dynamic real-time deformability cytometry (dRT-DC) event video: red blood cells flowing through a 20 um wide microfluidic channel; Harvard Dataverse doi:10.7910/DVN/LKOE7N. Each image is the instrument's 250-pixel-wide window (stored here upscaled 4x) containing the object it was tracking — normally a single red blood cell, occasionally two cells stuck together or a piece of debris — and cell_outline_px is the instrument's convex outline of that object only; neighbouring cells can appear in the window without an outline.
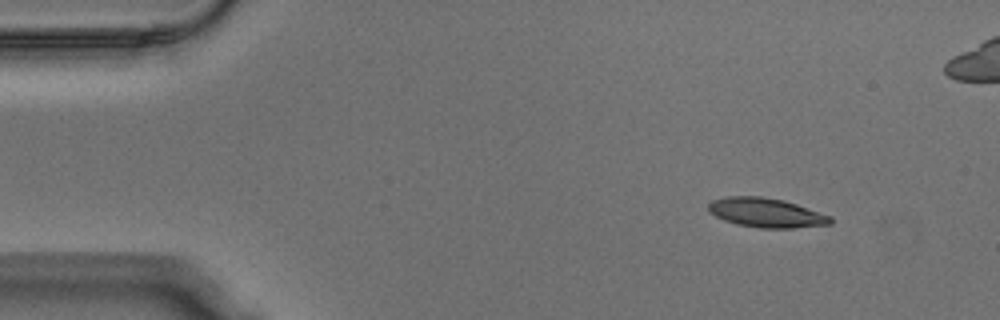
{"species": "Egyptian fruit bat (a non-hibernating species)", "species_latin": "Rousettus aegyptiacus", "temperature_condition": "warm", "stored_images_in_passage": 8, "camera_frame_rate_fps": 3000, "um_per_image_px": 0.085, "animal": {"sex": "male"}, "frame": {"image": 1, "passage_image": 1, "time_ms": 0.0, "image_size_px": [1000, 320], "cell_outline_px": [[832, 224], [792, 228], [760, 228], [736, 224], [724, 220], [708, 212], [708, 204], [712, 200], [724, 196], [760, 196], [784, 200], [832, 216]], "centroid_in_image_um": [65.11, 18.08], "position_along_channel_um": 19.9, "area_um2": 20.98}}
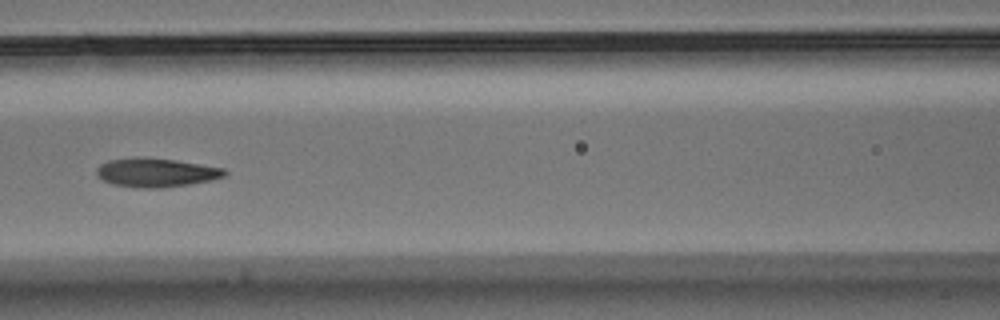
{"frame": {"image": 2, "passage_image": 6, "time_ms": 1.667, "image_size_px": [1000, 320], "cell_outline_px": [[228, 172], [224, 176], [212, 180], [192, 184], [164, 188], [136, 188], [112, 184], [96, 176], [96, 168], [100, 164], [108, 160], [132, 156], [144, 156], [176, 160], [224, 168]], "centroid_in_image_um": [13.24, 14.66], "position_along_channel_um": 153.4, "area_um2": 22.08}}
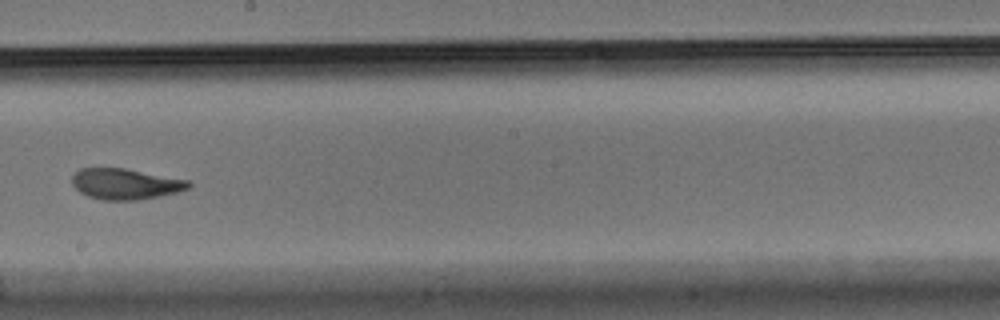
{"frame": {"image": 3, "passage_image": 8, "time_ms": 2.333, "image_size_px": [1000, 320], "cell_outline_px": [[192, 184], [188, 188], [180, 192], [160, 196], [136, 200], [104, 200], [88, 196], [80, 192], [72, 184], [72, 176], [80, 168], [124, 168], [188, 180]], "centroid_in_image_um": [10.67, 15.64], "position_along_channel_um": 237.5, "area_um2": 20.87}}